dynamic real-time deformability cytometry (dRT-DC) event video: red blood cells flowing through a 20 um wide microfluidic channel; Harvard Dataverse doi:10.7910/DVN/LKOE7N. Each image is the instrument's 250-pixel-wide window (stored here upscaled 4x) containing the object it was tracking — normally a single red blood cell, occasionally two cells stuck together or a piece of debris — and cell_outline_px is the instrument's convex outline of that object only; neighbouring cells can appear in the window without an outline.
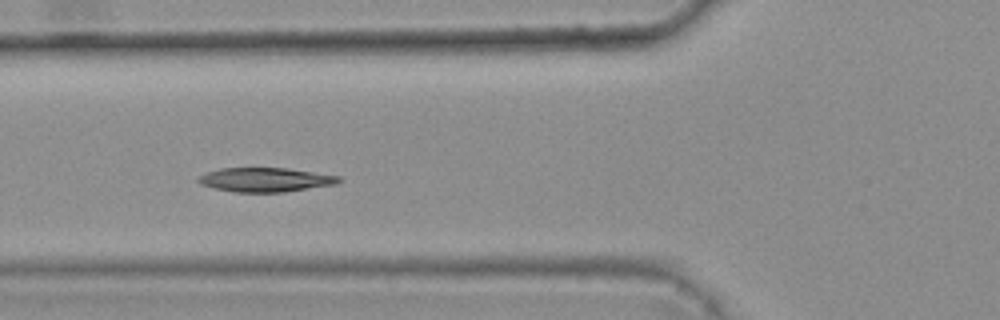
{"species": "common noctule bat (a hibernating species)", "species_latin": "Nyctalus noctula", "temperature_condition": "warm", "stored_images_in_passage": 7, "camera_frame_rate_fps": 3000, "um_per_image_px": 0.085, "animal": {"sex": "female", "body_mass_g": 25.1}, "frame": {"image": 1, "passage_image": 7, "time_ms": 2.0, "image_size_px": [1000, 320], "cell_outline_px": [[340, 180], [336, 184], [284, 192], [232, 192], [200, 184], [196, 180], [196, 176], [220, 168], [288, 168], [340, 176]], "centroid_in_image_um": [22.52, 15.27], "position_along_channel_um": 103.3, "area_um2": 19.77}}